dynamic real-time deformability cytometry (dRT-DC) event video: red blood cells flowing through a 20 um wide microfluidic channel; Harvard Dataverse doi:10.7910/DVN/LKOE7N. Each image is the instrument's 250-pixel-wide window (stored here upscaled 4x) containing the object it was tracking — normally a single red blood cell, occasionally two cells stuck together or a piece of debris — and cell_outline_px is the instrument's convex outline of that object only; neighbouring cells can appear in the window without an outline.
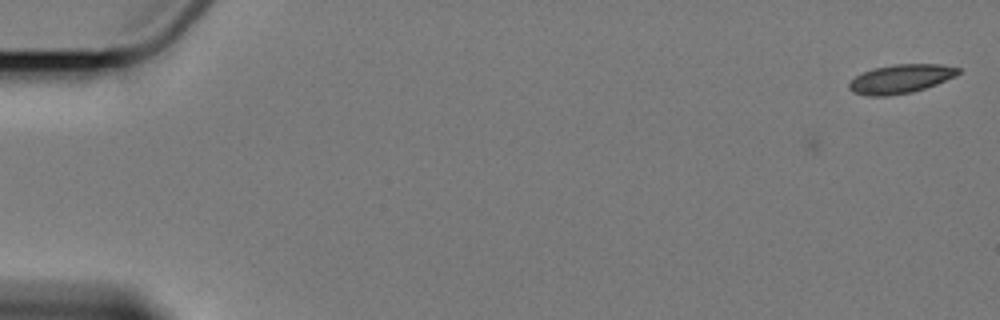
{"species": "Egyptian fruit bat (a non-hibernating species)", "species_latin": "Rousettus aegyptiacus", "temperature_condition": "cold", "stored_images_in_passage": 2, "camera_frame_rate_fps": 3000, "um_per_image_px": 0.085, "animal": {"sex": "female"}, "frame": {"image": 1, "passage_image": 2, "time_ms": 1.333, "image_size_px": [1000, 320], "cell_outline_px": [[960, 72], [956, 76], [936, 84], [912, 92], [884, 96], [868, 96], [852, 92], [848, 88], [848, 84], [856, 76], [872, 68], [896, 64], [944, 64], [960, 68]], "centroid_in_image_um": [76.56, 6.7], "position_along_channel_um": 8.4, "area_um2": 18.32}}